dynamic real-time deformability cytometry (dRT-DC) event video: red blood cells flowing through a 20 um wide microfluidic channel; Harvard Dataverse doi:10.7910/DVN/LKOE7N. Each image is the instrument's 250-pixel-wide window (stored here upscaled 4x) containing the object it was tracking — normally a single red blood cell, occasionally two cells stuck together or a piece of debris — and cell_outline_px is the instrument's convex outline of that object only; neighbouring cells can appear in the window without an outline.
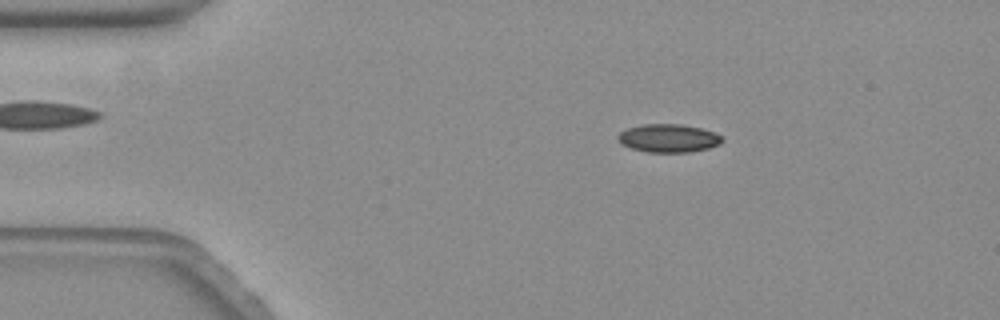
{"species": "common noctule bat (a hibernating species)", "species_latin": "Nyctalus noctula", "temperature_condition": "warm", "stored_images_in_passage": 59, "camera_frame_rate_fps": 3000, "um_per_image_px": 0.085, "animal": {"sex": "female", "body_mass_g": 19.3, "forearm_length_mm": 54.1}, "frame": {"image": 1, "passage_image": 10, "time_ms": 3.0, "image_size_px": [1000, 320], "cell_outline_px": [[724, 140], [720, 144], [708, 148], [688, 152], [648, 152], [632, 148], [624, 144], [616, 136], [620, 132], [628, 128], [640, 124], [680, 124], [700, 128], [712, 132], [720, 136]], "centroid_in_image_um": [56.82, 11.74], "position_along_channel_um": 28.2, "area_um2": 16.88}}
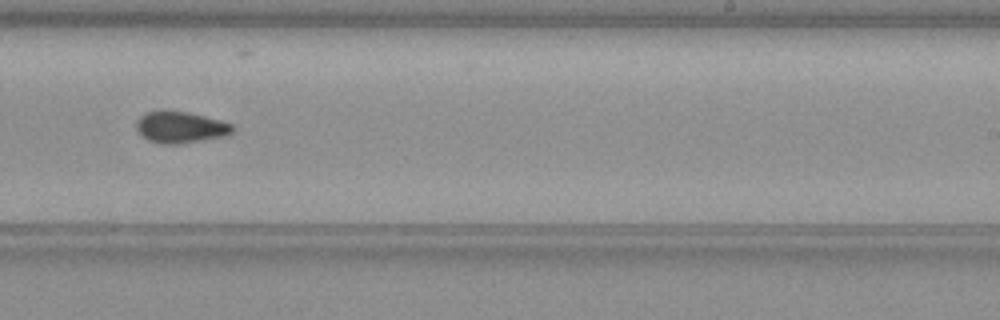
{"frame": {"image": 2, "passage_image": 36, "time_ms": 11.667, "image_size_px": [1000, 320], "cell_outline_px": [[236, 128], [232, 132], [224, 136], [180, 144], [160, 144], [148, 140], [136, 128], [136, 120], [144, 112], [160, 108], [188, 112], [220, 120], [232, 124]], "centroid_in_image_um": [15.3, 10.78], "position_along_channel_um": 273.7, "area_um2": 18.03}}
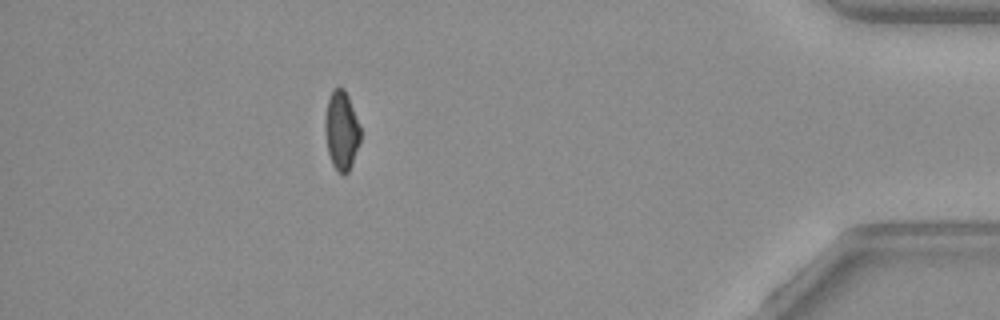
{"frame": {"image": 3, "passage_image": 52, "time_ms": 17.0, "image_size_px": [1000, 320], "cell_outline_px": [[360, 144], [352, 164], [348, 172], [344, 176], [332, 164], [328, 152], [324, 128], [324, 124], [328, 100], [332, 88], [344, 88], [348, 96], [360, 128]], "centroid_in_image_um": [29.02, 11.11], "position_along_channel_um": 406.2, "area_um2": 16.18}, "authors_computed_cell_mechanics": {"area_um2": 17.051, "velocity_mm_per_s": 3.494, "shape_relaxation_time_tau1_ms": null, "shape_relaxation_time_tau2_ms": 6.0516, "deformation_change_tau1": null, "deformation_change_tau2": 0.1067}}